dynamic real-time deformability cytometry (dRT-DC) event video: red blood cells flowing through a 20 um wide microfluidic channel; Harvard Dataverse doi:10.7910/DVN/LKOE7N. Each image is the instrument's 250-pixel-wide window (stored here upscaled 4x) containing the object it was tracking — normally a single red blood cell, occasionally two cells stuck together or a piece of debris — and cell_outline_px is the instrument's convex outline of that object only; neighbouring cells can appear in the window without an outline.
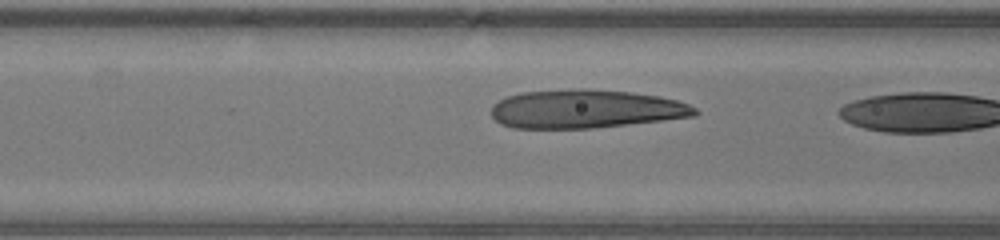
{"species": "human", "species_latin": "Homo sapiens", "temperature_condition": "warm", "stored_images_in_passage": 5, "camera_frame_rate_fps": 3000, "um_per_image_px": 0.085, "donor": {"sex": "male"}, "frame": {"image": 1, "passage_image": 4, "time_ms": 1.0, "image_size_px": [1000, 240], "cell_outline_px": [[700, 112], [696, 116], [592, 128], [512, 128], [500, 124], [492, 116], [492, 104], [508, 96], [520, 92], [580, 88], [584, 88], [632, 92], [660, 96], [676, 100], [688, 104], [696, 108]], "centroid_in_image_um": [49.77, 9.25], "position_along_channel_um": 116.8, "area_um2": 45.84}}